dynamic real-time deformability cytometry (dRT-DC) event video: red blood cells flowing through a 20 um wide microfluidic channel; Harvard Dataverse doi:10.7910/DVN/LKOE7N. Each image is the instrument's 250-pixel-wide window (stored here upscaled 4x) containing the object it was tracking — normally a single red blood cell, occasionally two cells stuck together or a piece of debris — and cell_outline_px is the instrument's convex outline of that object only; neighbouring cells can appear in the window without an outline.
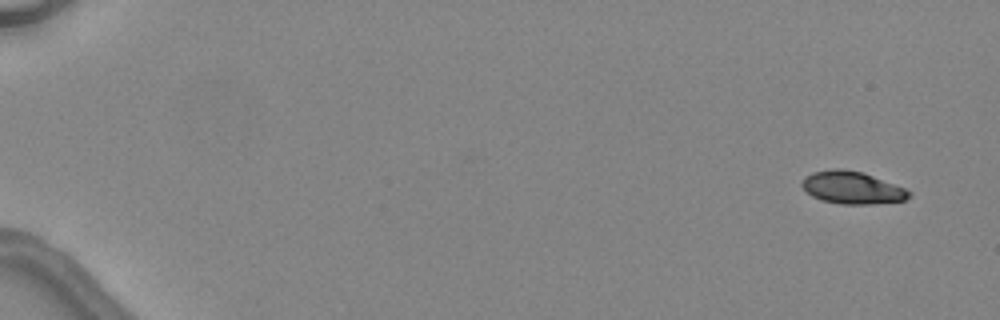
{"species": "common noctule bat (a hibernating species)", "species_latin": "Nyctalus noctula", "temperature_condition": "warm", "stored_images_in_passage": 5, "segment_of_instrument_passage": [1, 2], "camera_frame_rate_fps": 3000, "um_per_image_px": 0.085, "animal": {"sex": "female", "body_mass_g": 24.6, "forearm_length_mm": 56.2}, "frame": {"image": 1, "passage_image": 1, "time_ms": 0.0, "image_size_px": [1000, 320], "cell_outline_px": [[912, 196], [904, 200], [872, 204], [840, 204], [820, 200], [812, 196], [800, 184], [804, 176], [812, 172], [832, 168], [840, 168], [864, 172], [904, 188], [912, 192]], "centroid_in_image_um": [72.41, 15.94], "position_along_channel_um": 12.6, "area_um2": 20.4}}